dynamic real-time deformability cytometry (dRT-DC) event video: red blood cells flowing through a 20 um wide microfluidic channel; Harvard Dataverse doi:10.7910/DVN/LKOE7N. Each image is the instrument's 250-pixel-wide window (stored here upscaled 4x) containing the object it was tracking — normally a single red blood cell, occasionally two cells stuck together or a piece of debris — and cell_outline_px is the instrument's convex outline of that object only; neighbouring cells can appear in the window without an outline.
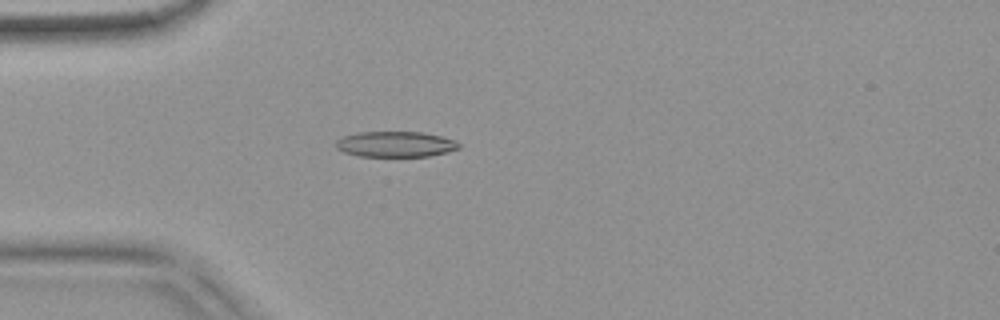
{"species": "common noctule bat (a hibernating species)", "species_latin": "Nyctalus noctula", "temperature_condition": "warm", "stored_images_in_passage": 39, "camera_frame_rate_fps": 3000, "um_per_image_px": 0.085, "animal": {"sex": "female", "body_mass_g": 18.4}, "frame": {"image": 1, "passage_image": 1, "time_ms": 0.0, "image_size_px": [1000, 320], "cell_outline_px": [[460, 148], [448, 152], [428, 156], [360, 156], [344, 152], [336, 148], [332, 144], [336, 140], [344, 136], [356, 132], [420, 132], [440, 136], [456, 140], [460, 144]], "centroid_in_image_um": [33.59, 12.25], "position_along_channel_um": 51.4, "area_um2": 18.44}}
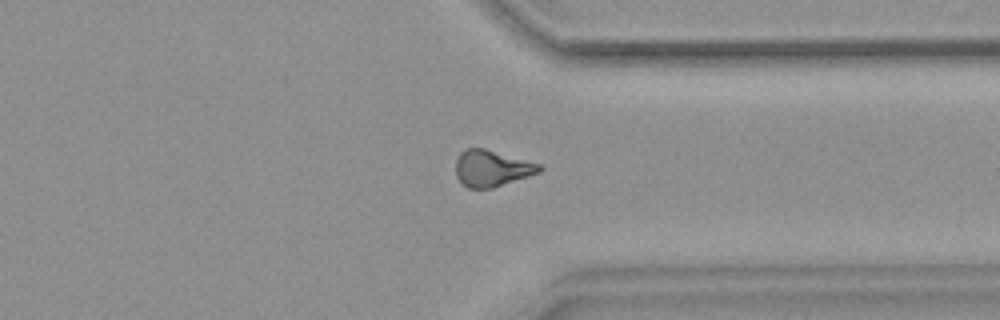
{"frame": {"image": 2, "passage_image": 27, "time_ms": 8.667, "image_size_px": [1000, 320], "cell_outline_px": [[544, 168], [540, 172], [492, 188], [468, 188], [456, 176], [456, 160], [460, 152], [468, 148], [484, 148], [540, 164]], "centroid_in_image_um": [41.8, 14.3], "position_along_channel_um": 369.6, "area_um2": 17.51}}
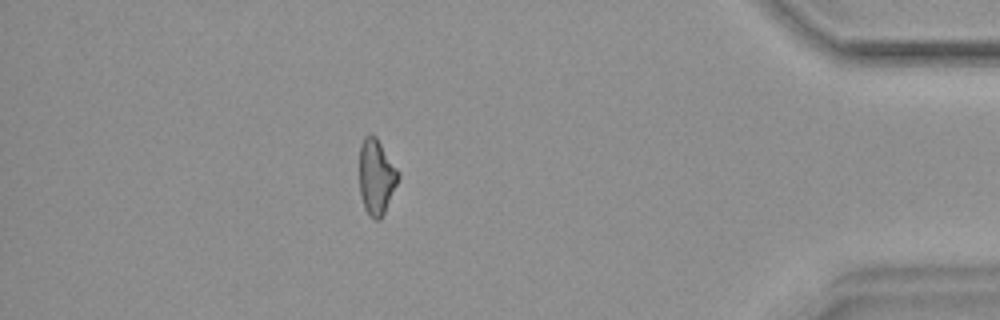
{"frame": {"image": 3, "passage_image": 33, "time_ms": 10.667, "image_size_px": [1000, 320], "cell_outline_px": [[400, 176], [384, 212], [380, 220], [376, 220], [364, 208], [360, 196], [360, 144], [364, 136], [376, 136], [400, 172]], "centroid_in_image_um": [31.99, 15.01], "position_along_channel_um": 403.2, "area_um2": 16.88}, "authors_computed_cell_mechanics": {"area_um2": 17.6868, "velocity_mm_per_s": 3.8015, "shape_relaxation_time_tau1_ms": null, "shape_relaxation_time_tau2_ms": 8.296, "deformation_change_tau1": null, "deformation_change_tau2": 0.1958}}